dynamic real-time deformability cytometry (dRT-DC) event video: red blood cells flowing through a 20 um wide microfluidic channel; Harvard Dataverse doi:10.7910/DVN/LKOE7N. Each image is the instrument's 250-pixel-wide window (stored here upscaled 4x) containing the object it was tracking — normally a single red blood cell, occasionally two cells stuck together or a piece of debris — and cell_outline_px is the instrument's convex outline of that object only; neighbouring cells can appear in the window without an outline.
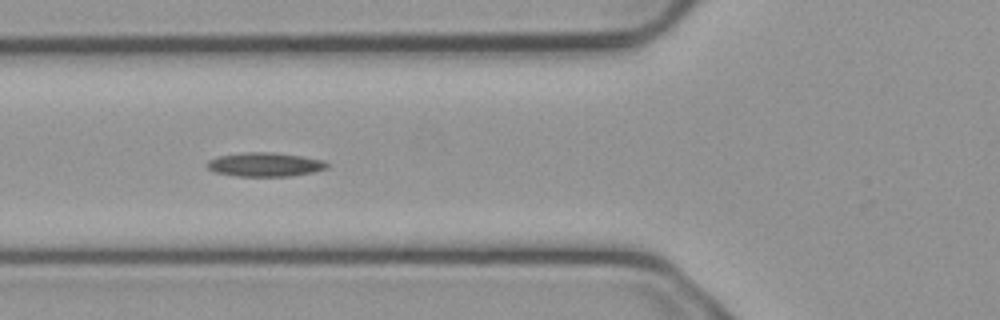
{"species": "common noctule bat (a hibernating species)", "species_latin": "Nyctalus noctula", "temperature_condition": "cold", "stored_images_in_passage": 12, "camera_frame_rate_fps": 3000, "um_per_image_px": 0.085, "animal": {"sex": "male", "body_mass_g": 23.1, "forearm_length_mm": 52.7}, "frame": {"image": 1, "passage_image": 9, "time_ms": 2.667, "image_size_px": [1000, 320], "cell_outline_px": [[328, 168], [312, 172], [292, 176], [236, 176], [216, 172], [208, 168], [204, 164], [208, 160], [220, 156], [244, 152], [272, 152], [304, 156], [324, 160], [328, 164]], "centroid_in_image_um": [22.53, 13.98], "position_along_channel_um": 103.3, "area_um2": 16.82}}